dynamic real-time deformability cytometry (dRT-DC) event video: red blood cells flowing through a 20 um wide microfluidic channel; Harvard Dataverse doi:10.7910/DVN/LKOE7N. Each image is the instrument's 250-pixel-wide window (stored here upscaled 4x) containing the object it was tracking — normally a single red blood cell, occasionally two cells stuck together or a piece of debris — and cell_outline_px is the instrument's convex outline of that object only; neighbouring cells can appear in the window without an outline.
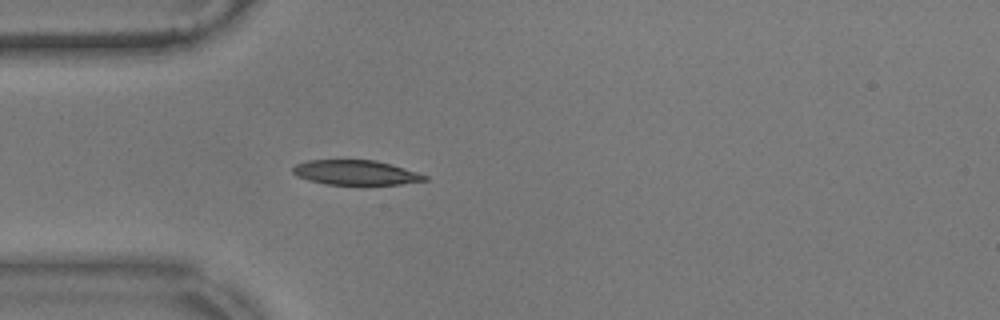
{"species": "common noctule bat (a hibernating species)", "species_latin": "Nyctalus noctula", "temperature_condition": "warm", "stored_images_in_passage": 42, "camera_frame_rate_fps": 3000, "um_per_image_px": 0.085, "animal": {"sex": "male", "body_mass_g": 17.9}, "frame": {"image": 1, "passage_image": 1, "time_ms": 0.0, "image_size_px": [1000, 320], "cell_outline_px": [[428, 180], [400, 184], [324, 184], [308, 180], [296, 176], [292, 172], [292, 168], [296, 164], [308, 160], [376, 160], [392, 164], [428, 176]], "centroid_in_image_um": [30.21, 14.66], "position_along_channel_um": 54.8, "area_um2": 18.96}}
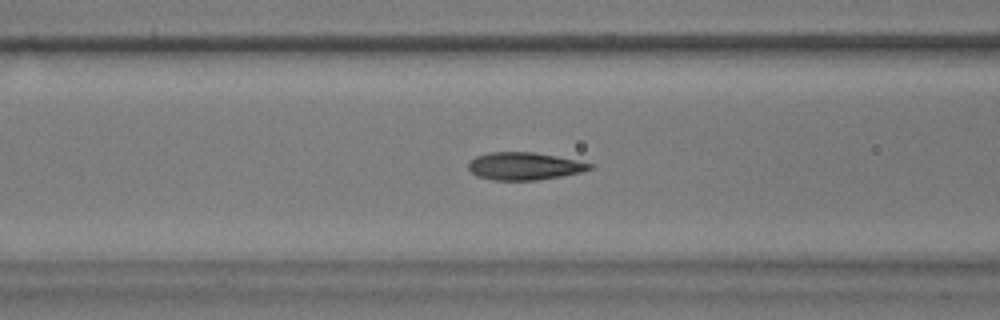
{"frame": {"image": 2, "passage_image": 7, "time_ms": 2.0, "image_size_px": [1000, 320], "cell_outline_px": [[596, 164], [592, 168], [580, 172], [560, 176], [536, 180], [492, 180], [476, 176], [468, 168], [468, 160], [476, 156], [488, 152], [532, 152], [556, 156]], "centroid_in_image_um": [44.53, 14.11], "position_along_channel_um": 122.1, "area_um2": 19.54}}
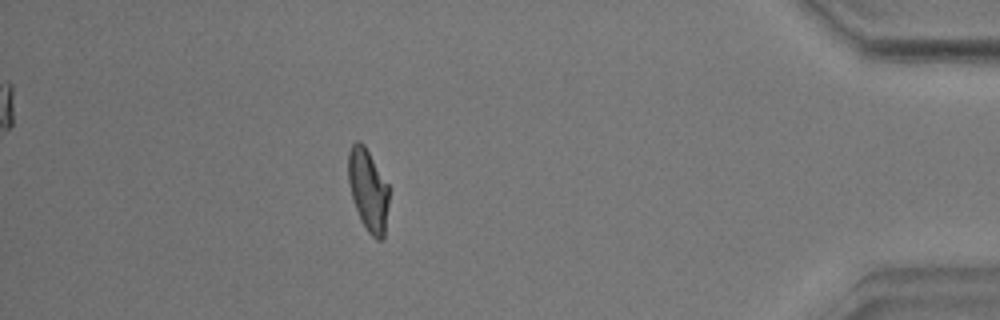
{"frame": {"image": 3, "passage_image": 35, "time_ms": 11.333, "image_size_px": [1000, 320], "cell_outline_px": [[388, 204], [384, 240], [376, 240], [368, 232], [360, 220], [352, 196], [348, 180], [348, 152], [352, 144], [356, 140], [360, 140], [364, 144], [388, 184]], "centroid_in_image_um": [31.29, 16.15], "position_along_channel_um": 403.9, "area_um2": 19.48}, "authors_computed_cell_mechanics": {"area_um2": 19.5942, "velocity_mm_per_s": 3.5425, "shape_relaxation_time_tau1_ms": 6.1866, "shape_relaxation_time_tau2_ms": 1.0453, "deformation_change_tau1": 0.2025, "deformation_change_tau2": 0.0765}}